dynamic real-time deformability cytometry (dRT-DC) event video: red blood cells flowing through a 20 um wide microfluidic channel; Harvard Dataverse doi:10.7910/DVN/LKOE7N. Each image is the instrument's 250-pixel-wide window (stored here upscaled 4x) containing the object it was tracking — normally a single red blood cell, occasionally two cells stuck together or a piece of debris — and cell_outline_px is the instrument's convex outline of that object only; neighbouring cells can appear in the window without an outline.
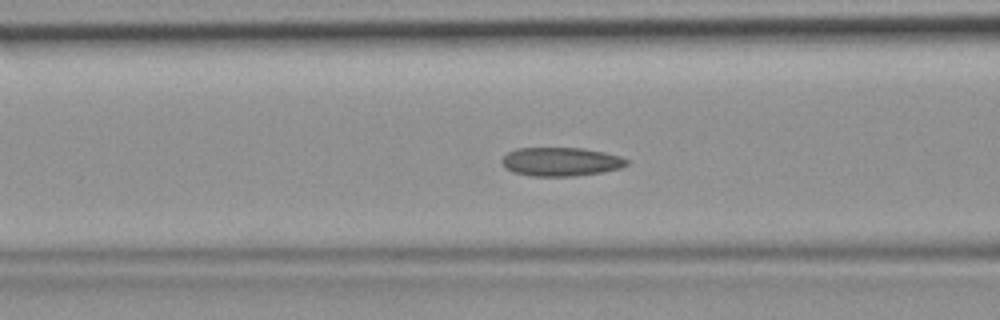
{"species": "common noctule bat (a hibernating species)", "species_latin": "Nyctalus noctula", "temperature_condition": "room temperature", "stored_images_in_passage": 47, "camera_frame_rate_fps": 3000, "um_per_image_px": 0.085, "animal": {"sex": "female", "body_mass_g": 19.9}, "frame": {"image": 1, "passage_image": 19, "time_ms": 6.0, "image_size_px": [1000, 320], "cell_outline_px": [[628, 164], [620, 168], [604, 172], [572, 176], [532, 176], [512, 172], [504, 168], [500, 160], [508, 152], [516, 148], [584, 148], [604, 152], [620, 156], [628, 160]], "centroid_in_image_um": [47.65, 13.74], "position_along_channel_um": 119.0, "area_um2": 21.04}}
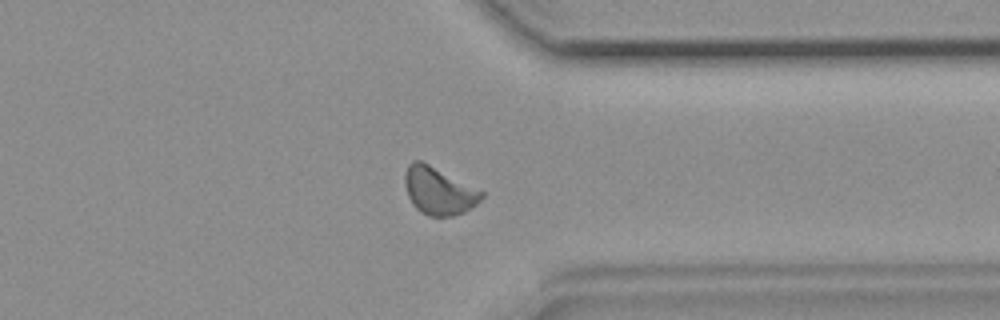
{"frame": {"image": 2, "passage_image": 37, "time_ms": 12.0, "image_size_px": [1000, 320], "cell_outline_px": [[484, 196], [476, 204], [464, 212], [452, 216], [428, 216], [420, 212], [412, 204], [408, 196], [404, 184], [404, 172], [408, 164], [412, 160], [420, 160], [484, 192]], "centroid_in_image_um": [37.25, 16.23], "position_along_channel_um": 374.2, "area_um2": 21.1}}
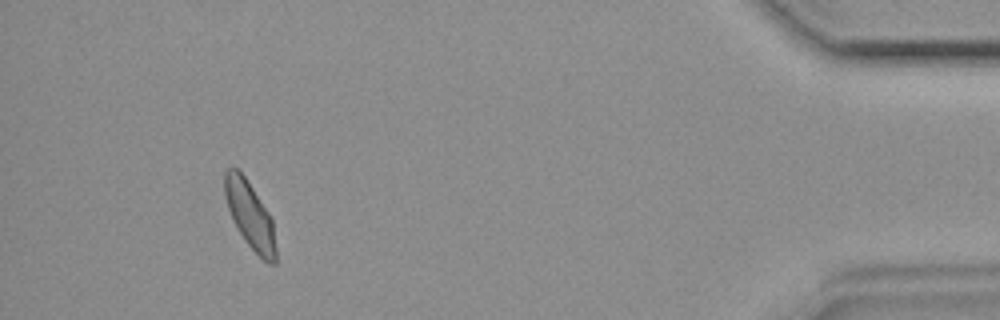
{"frame": {"image": 3, "passage_image": 44, "time_ms": 14.333, "image_size_px": [1000, 320], "cell_outline_px": [[276, 264], [268, 264], [244, 240], [228, 208], [224, 196], [224, 172], [228, 168], [240, 168], [272, 216], [276, 248]], "centroid_in_image_um": [21.26, 18.24], "position_along_channel_um": 413.9, "area_um2": 20.11}}